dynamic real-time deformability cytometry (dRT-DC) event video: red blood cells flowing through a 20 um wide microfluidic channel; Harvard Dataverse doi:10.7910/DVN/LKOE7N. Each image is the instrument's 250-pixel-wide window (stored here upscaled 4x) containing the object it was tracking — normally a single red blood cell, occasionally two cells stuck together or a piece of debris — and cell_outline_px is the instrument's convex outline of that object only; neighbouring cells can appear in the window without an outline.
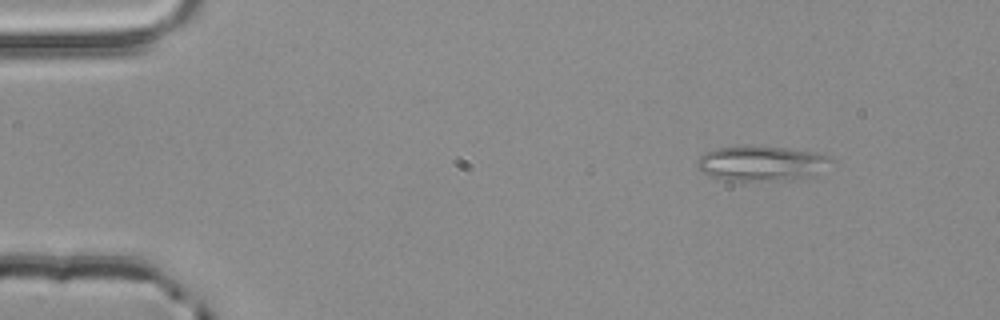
{"species": "common noctule bat (a hibernating species)", "species_latin": "Nyctalus noctula", "temperature_condition": "room temperature", "stored_images_in_passage": 3, "camera_frame_rate_fps": 3000, "um_per_image_px": 0.085, "animal": {"sex": "male", "body_mass_g": 20.4}, "frame": {"image": 1, "passage_image": 1, "time_ms": 0.0, "image_size_px": [1000, 320], "cell_outline_px": [[836, 160], [816, 176], [804, 180], [724, 180], [712, 176], [704, 172], [696, 164], [696, 160], [704, 152], [716, 148], [788, 148], [816, 152], [832, 156]], "centroid_in_image_um": [64.87, 13.92], "position_along_channel_um": 20.1, "area_um2": 27.22}}
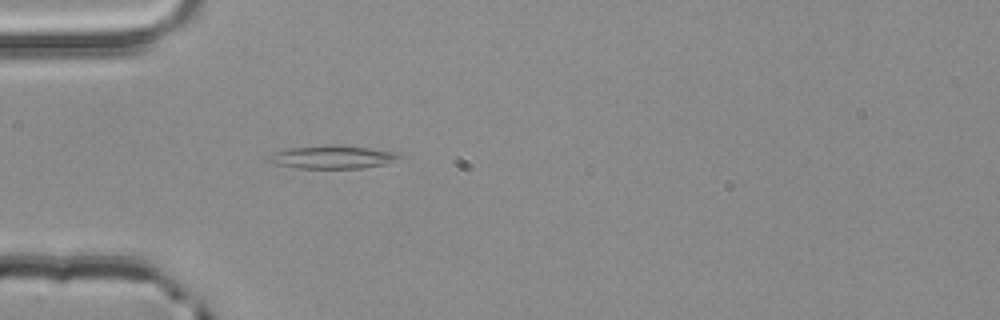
{"frame": {"image": 2, "passage_image": 3, "time_ms": 0.667, "image_size_px": [1000, 320], "cell_outline_px": [[404, 156], [388, 164], [360, 168], [296, 168], [276, 164], [264, 160], [276, 152], [288, 148], [368, 148], [396, 152]], "centroid_in_image_um": [28.3, 13.41], "position_along_channel_um": 56.7, "area_um2": 16.47}}